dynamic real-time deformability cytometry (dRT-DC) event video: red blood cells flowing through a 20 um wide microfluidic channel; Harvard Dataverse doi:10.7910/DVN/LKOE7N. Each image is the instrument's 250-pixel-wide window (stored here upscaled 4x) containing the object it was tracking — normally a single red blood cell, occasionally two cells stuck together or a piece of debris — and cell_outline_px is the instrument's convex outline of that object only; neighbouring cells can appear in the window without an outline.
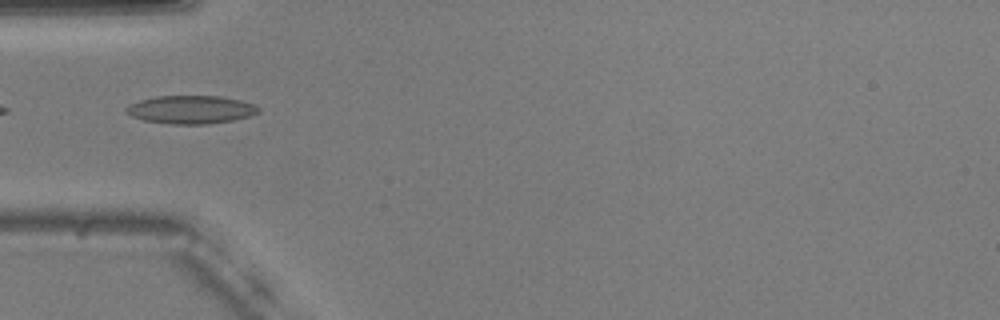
{"species": "common noctule bat (a hibernating species)", "species_latin": "Nyctalus noctula", "temperature_condition": "warm", "stored_images_in_passage": 17, "camera_frame_rate_fps": 3000, "um_per_image_px": 0.085, "animal": {"sex": "male", "body_mass_g": 20.5, "forearm_length_mm": 52.5}, "frame": {"image": 1, "passage_image": 1, "time_ms": 0.0, "image_size_px": [1000, 320], "cell_outline_px": [[260, 112], [248, 116], [232, 120], [208, 124], [172, 124], [144, 120], [132, 116], [124, 112], [124, 108], [140, 100], [156, 96], [220, 96], [240, 100], [252, 104], [260, 108]], "centroid_in_image_um": [16.21, 9.31], "position_along_channel_um": 68.8, "area_um2": 21.56}}